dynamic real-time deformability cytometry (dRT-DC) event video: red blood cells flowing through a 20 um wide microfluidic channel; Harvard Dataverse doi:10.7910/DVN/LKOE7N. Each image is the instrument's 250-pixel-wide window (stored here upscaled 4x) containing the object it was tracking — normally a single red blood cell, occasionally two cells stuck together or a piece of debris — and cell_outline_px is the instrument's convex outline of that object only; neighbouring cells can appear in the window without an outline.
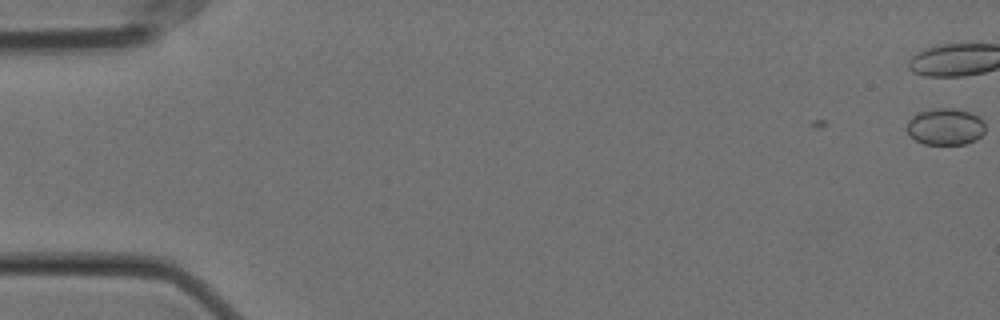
{"species": "Egyptian fruit bat (a non-hibernating species)", "species_latin": "Rousettus aegyptiacus", "temperature_condition": "cold", "stored_images_in_passage": 5, "camera_frame_rate_fps": 3000, "um_per_image_px": 0.085, "animal": {"sex": "female"}, "frame": {"image": 1, "passage_image": 1, "time_ms": 0.0, "image_size_px": [1000, 320], "cell_outline_px": [[984, 132], [976, 140], [964, 144], [924, 144], [916, 140], [908, 132], [908, 120], [912, 116], [920, 112], [932, 108], [956, 108], [972, 112], [980, 116], [984, 120]], "centroid_in_image_um": [80.4, 10.75], "position_along_channel_um": 4.6, "area_um2": 16.88}}